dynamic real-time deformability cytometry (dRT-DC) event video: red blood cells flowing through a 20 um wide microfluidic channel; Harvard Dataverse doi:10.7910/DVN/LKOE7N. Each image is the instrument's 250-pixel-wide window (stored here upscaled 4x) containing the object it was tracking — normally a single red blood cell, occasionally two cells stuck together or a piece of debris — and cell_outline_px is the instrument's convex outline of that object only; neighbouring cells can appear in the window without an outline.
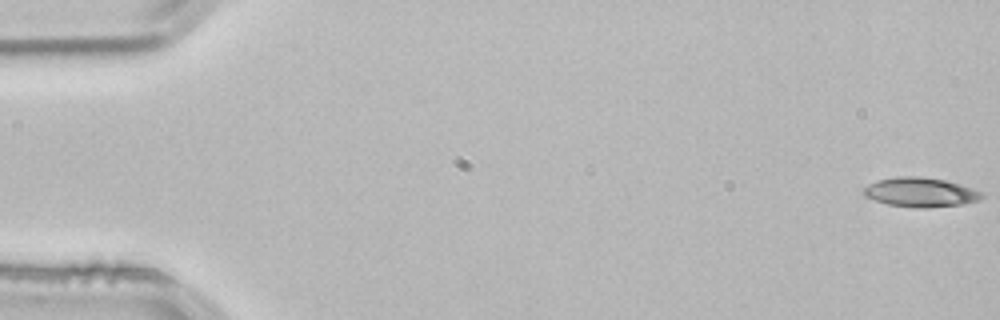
{"species": "common noctule bat (a hibernating species)", "species_latin": "Nyctalus noctula", "temperature_condition": "room temperature", "stored_images_in_passage": 53, "camera_frame_rate_fps": 3000, "um_per_image_px": 0.085, "animal": {"sex": "male", "body_mass_g": 21.5, "forearm_length_mm": 52.0}, "frame": {"image": 1, "passage_image": 1, "time_ms": 0.0, "image_size_px": [1000, 320], "cell_outline_px": [[984, 196], [980, 200], [964, 204], [928, 208], [920, 208], [888, 204], [864, 196], [864, 188], [868, 184], [876, 180], [900, 176], [920, 176], [944, 180], [960, 184], [984, 192]], "centroid_in_image_um": [78.28, 16.34], "position_along_channel_um": 6.7, "area_um2": 20.29}}
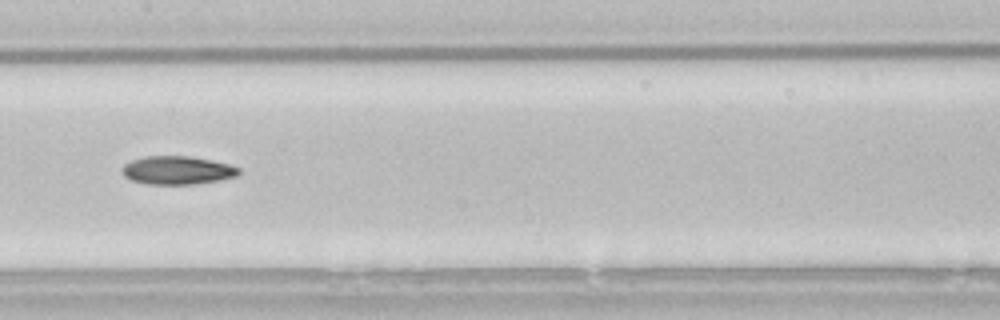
{"frame": {"image": 2, "passage_image": 27, "time_ms": 8.667, "image_size_px": [1000, 320], "cell_outline_px": [[240, 172], [236, 176], [220, 180], [192, 184], [148, 184], [132, 180], [124, 176], [120, 168], [124, 164], [132, 160], [144, 156], [188, 156], [212, 160], [228, 164], [240, 168]], "centroid_in_image_um": [15.05, 14.47], "position_along_channel_um": 192.3, "area_um2": 19.25}}
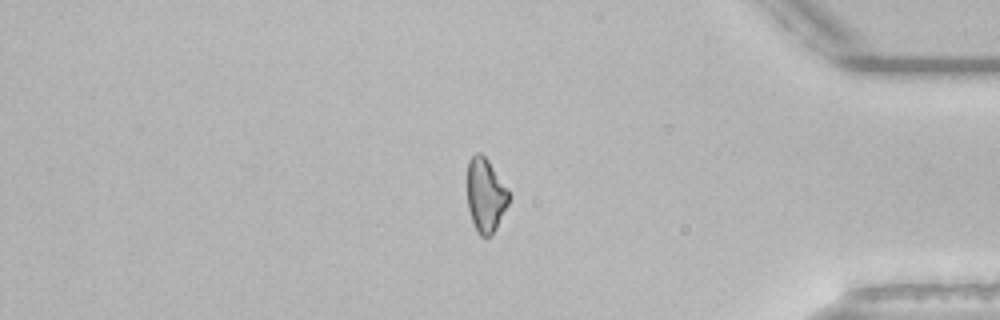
{"frame": {"image": 3, "passage_image": 45, "time_ms": 14.667, "image_size_px": [1000, 320], "cell_outline_px": [[508, 204], [492, 236], [480, 236], [476, 232], [468, 208], [468, 160], [476, 152], [480, 152], [488, 160], [508, 192]], "centroid_in_image_um": [41.24, 16.61], "position_along_channel_um": 394.0, "area_um2": 17.51}, "authors_computed_cell_mechanics": {"area_um2": 19.3052, "velocity_mm_per_s": 3.8464, "shape_relaxation_time_tau1_ms": 6.4224, "shape_relaxation_time_tau2_ms": null, "deformation_change_tau1": 0.1775, "deformation_change_tau2": null}}